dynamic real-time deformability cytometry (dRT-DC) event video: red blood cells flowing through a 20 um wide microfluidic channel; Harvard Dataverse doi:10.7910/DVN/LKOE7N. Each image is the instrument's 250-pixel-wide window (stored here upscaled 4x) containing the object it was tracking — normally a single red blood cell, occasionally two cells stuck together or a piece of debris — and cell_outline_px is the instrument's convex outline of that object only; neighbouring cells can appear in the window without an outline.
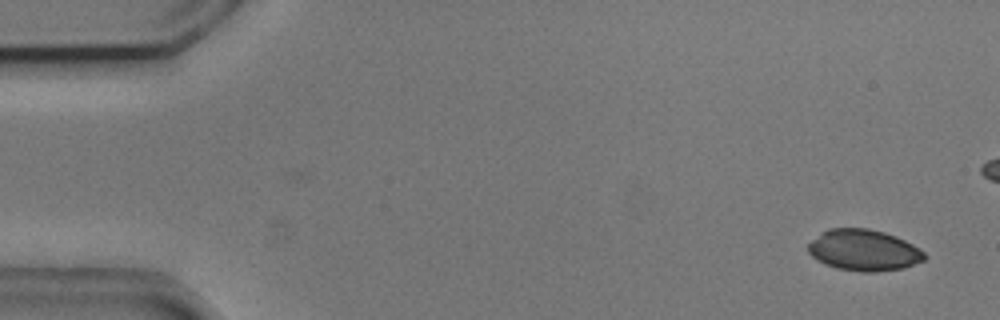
{"species": "common noctule bat (a hibernating species)", "species_latin": "Nyctalus noctula", "temperature_condition": "cold", "stored_images_in_passage": 7, "camera_frame_rate_fps": 3000, "um_per_image_px": 0.085, "animal": {"sex": "male", "body_mass_g": 20.5, "forearm_length_mm": 52.5}, "frame": {"image": 1, "passage_image": 1, "time_ms": 0.0, "image_size_px": [1000, 320], "cell_outline_px": [[924, 260], [904, 268], [876, 272], [860, 272], [836, 268], [824, 264], [816, 260], [808, 252], [808, 244], [812, 240], [828, 228], [868, 228], [884, 232], [896, 236], [920, 248], [924, 252]], "centroid_in_image_um": [73.41, 21.27], "position_along_channel_um": 11.6, "area_um2": 28.03}}